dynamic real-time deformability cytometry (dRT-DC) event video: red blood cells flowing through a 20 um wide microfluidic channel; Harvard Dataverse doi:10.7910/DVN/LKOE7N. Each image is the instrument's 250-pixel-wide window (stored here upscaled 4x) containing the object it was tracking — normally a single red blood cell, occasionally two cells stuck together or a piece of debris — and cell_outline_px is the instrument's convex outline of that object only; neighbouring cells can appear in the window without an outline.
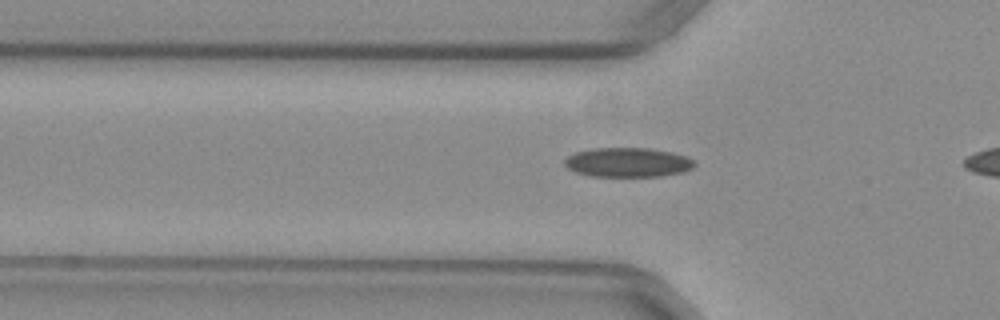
{"species": "common noctule bat (a hibernating species)", "species_latin": "Nyctalus noctula", "temperature_condition": "warm", "stored_images_in_passage": 9, "camera_frame_rate_fps": 3000, "um_per_image_px": 0.085, "animal": {"sex": "female", "body_mass_g": 29.2, "forearm_length_mm": 56.3}, "frame": {"image": 1, "passage_image": 6, "time_ms": 1.667, "image_size_px": [1000, 320], "cell_outline_px": [[696, 164], [692, 168], [684, 172], [660, 176], [588, 176], [576, 172], [568, 168], [564, 164], [564, 160], [568, 156], [576, 152], [596, 148], [648, 148], [672, 152], [688, 156]], "centroid_in_image_um": [53.38, 13.8], "position_along_channel_um": 72.4, "area_um2": 22.25}}